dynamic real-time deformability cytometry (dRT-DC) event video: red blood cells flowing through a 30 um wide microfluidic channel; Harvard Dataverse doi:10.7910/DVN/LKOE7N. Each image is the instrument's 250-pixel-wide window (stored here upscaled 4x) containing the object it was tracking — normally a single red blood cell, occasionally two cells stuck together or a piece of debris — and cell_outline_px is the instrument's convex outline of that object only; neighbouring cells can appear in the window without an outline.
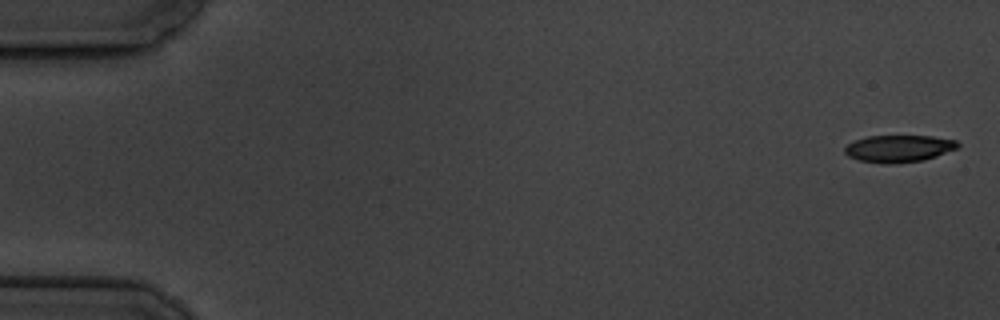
{"species": "common noctule bat (a hibernating species)", "species_latin": "Nyctalus noctula", "temperature_condition": "cold", "stored_images_in_passage": 7, "camera_frame_rate_fps": 3000, "um_per_image_px": 0.085, "animal": {"sex": "male", "body_mass_g": 19.5, "forearm_length_mm": 54.6}, "frame": {"image": 1, "passage_image": 1, "time_ms": 0.0, "image_size_px": [1000, 320], "cell_outline_px": [[960, 144], [956, 148], [936, 156], [924, 160], [888, 164], [860, 160], [848, 156], [844, 152], [844, 148], [848, 144], [856, 140], [868, 136], [932, 136], [956, 140]], "centroid_in_image_um": [76.39, 12.62], "position_along_channel_um": 8.6, "area_um2": 17.63}}
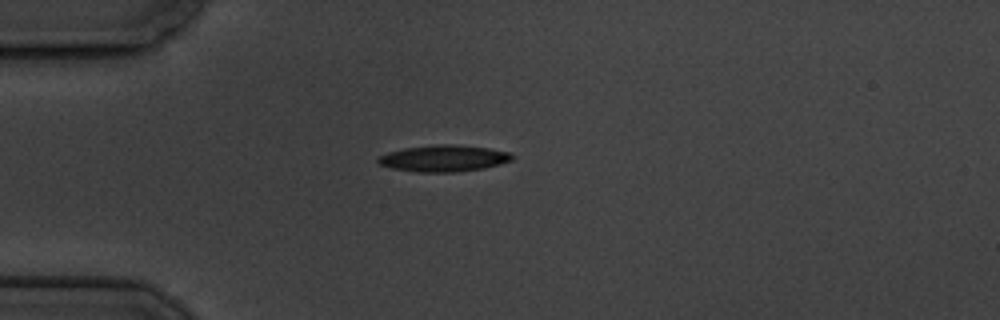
{"frame": {"image": 2, "passage_image": 5, "time_ms": 4.667, "image_size_px": [1000, 320], "cell_outline_px": [[512, 160], [500, 164], [484, 168], [456, 172], [420, 172], [392, 168], [380, 164], [376, 160], [380, 156], [388, 152], [404, 148], [440, 144], [448, 144], [488, 148], [512, 152]], "centroid_in_image_um": [37.74, 13.46], "position_along_channel_um": 47.3, "area_um2": 20.52}}